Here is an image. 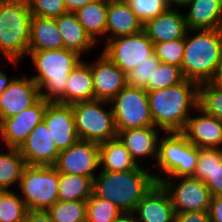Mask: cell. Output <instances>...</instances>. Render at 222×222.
<instances>
[{
	"label": "cell",
	"mask_w": 222,
	"mask_h": 222,
	"mask_svg": "<svg viewBox=\"0 0 222 222\" xmlns=\"http://www.w3.org/2000/svg\"><path fill=\"white\" fill-rule=\"evenodd\" d=\"M147 94L154 125L165 133L182 132L190 117L189 109L199 105V84L188 79Z\"/></svg>",
	"instance_id": "6da1fadb"
},
{
	"label": "cell",
	"mask_w": 222,
	"mask_h": 222,
	"mask_svg": "<svg viewBox=\"0 0 222 222\" xmlns=\"http://www.w3.org/2000/svg\"><path fill=\"white\" fill-rule=\"evenodd\" d=\"M93 178L92 193L115 204L122 212H134L144 195L157 183L143 166L129 171L100 170Z\"/></svg>",
	"instance_id": "7a4b0ae2"
},
{
	"label": "cell",
	"mask_w": 222,
	"mask_h": 222,
	"mask_svg": "<svg viewBox=\"0 0 222 222\" xmlns=\"http://www.w3.org/2000/svg\"><path fill=\"white\" fill-rule=\"evenodd\" d=\"M184 37L181 72L184 79L198 84L215 81L222 65V29L191 30Z\"/></svg>",
	"instance_id": "3957f363"
},
{
	"label": "cell",
	"mask_w": 222,
	"mask_h": 222,
	"mask_svg": "<svg viewBox=\"0 0 222 222\" xmlns=\"http://www.w3.org/2000/svg\"><path fill=\"white\" fill-rule=\"evenodd\" d=\"M37 73L31 79L38 85L40 97L47 102L64 104L70 72L82 56L66 48L28 52Z\"/></svg>",
	"instance_id": "277c9868"
},
{
	"label": "cell",
	"mask_w": 222,
	"mask_h": 222,
	"mask_svg": "<svg viewBox=\"0 0 222 222\" xmlns=\"http://www.w3.org/2000/svg\"><path fill=\"white\" fill-rule=\"evenodd\" d=\"M31 19L27 0H0V53L10 64L28 55Z\"/></svg>",
	"instance_id": "5b68a950"
},
{
	"label": "cell",
	"mask_w": 222,
	"mask_h": 222,
	"mask_svg": "<svg viewBox=\"0 0 222 222\" xmlns=\"http://www.w3.org/2000/svg\"><path fill=\"white\" fill-rule=\"evenodd\" d=\"M198 161V147L182 132H166L160 136L156 165L166 177L154 175L156 182L164 178L192 177Z\"/></svg>",
	"instance_id": "8992f818"
},
{
	"label": "cell",
	"mask_w": 222,
	"mask_h": 222,
	"mask_svg": "<svg viewBox=\"0 0 222 222\" xmlns=\"http://www.w3.org/2000/svg\"><path fill=\"white\" fill-rule=\"evenodd\" d=\"M19 187L27 210L47 211L58 201L59 172L53 165H27Z\"/></svg>",
	"instance_id": "52a82bcc"
},
{
	"label": "cell",
	"mask_w": 222,
	"mask_h": 222,
	"mask_svg": "<svg viewBox=\"0 0 222 222\" xmlns=\"http://www.w3.org/2000/svg\"><path fill=\"white\" fill-rule=\"evenodd\" d=\"M99 99L83 101L71 105L75 118L76 132L80 140L101 144L117 138V130L111 106Z\"/></svg>",
	"instance_id": "ba28073f"
},
{
	"label": "cell",
	"mask_w": 222,
	"mask_h": 222,
	"mask_svg": "<svg viewBox=\"0 0 222 222\" xmlns=\"http://www.w3.org/2000/svg\"><path fill=\"white\" fill-rule=\"evenodd\" d=\"M117 131L155 126L147 91L126 86L110 102Z\"/></svg>",
	"instance_id": "9c48e42d"
},
{
	"label": "cell",
	"mask_w": 222,
	"mask_h": 222,
	"mask_svg": "<svg viewBox=\"0 0 222 222\" xmlns=\"http://www.w3.org/2000/svg\"><path fill=\"white\" fill-rule=\"evenodd\" d=\"M104 45L102 53L125 74L154 53V43L147 37L144 30L106 40Z\"/></svg>",
	"instance_id": "30bf717a"
},
{
	"label": "cell",
	"mask_w": 222,
	"mask_h": 222,
	"mask_svg": "<svg viewBox=\"0 0 222 222\" xmlns=\"http://www.w3.org/2000/svg\"><path fill=\"white\" fill-rule=\"evenodd\" d=\"M175 180L164 178L160 182L171 198L175 213L209 210L211 194L203 181L192 177H177Z\"/></svg>",
	"instance_id": "8fae6325"
},
{
	"label": "cell",
	"mask_w": 222,
	"mask_h": 222,
	"mask_svg": "<svg viewBox=\"0 0 222 222\" xmlns=\"http://www.w3.org/2000/svg\"><path fill=\"white\" fill-rule=\"evenodd\" d=\"M53 166L59 174L82 175L93 180L100 168L99 144L79 139L59 152Z\"/></svg>",
	"instance_id": "7c38bea8"
},
{
	"label": "cell",
	"mask_w": 222,
	"mask_h": 222,
	"mask_svg": "<svg viewBox=\"0 0 222 222\" xmlns=\"http://www.w3.org/2000/svg\"><path fill=\"white\" fill-rule=\"evenodd\" d=\"M45 99L40 97L26 110L0 122V136L6 147L19 148L35 127L43 121L47 107Z\"/></svg>",
	"instance_id": "4fadbf2b"
},
{
	"label": "cell",
	"mask_w": 222,
	"mask_h": 222,
	"mask_svg": "<svg viewBox=\"0 0 222 222\" xmlns=\"http://www.w3.org/2000/svg\"><path fill=\"white\" fill-rule=\"evenodd\" d=\"M93 77L94 100L110 102L127 86L126 74L103 53L90 63Z\"/></svg>",
	"instance_id": "5bb4252c"
},
{
	"label": "cell",
	"mask_w": 222,
	"mask_h": 222,
	"mask_svg": "<svg viewBox=\"0 0 222 222\" xmlns=\"http://www.w3.org/2000/svg\"><path fill=\"white\" fill-rule=\"evenodd\" d=\"M43 121L59 151L69 148L79 140L71 105L49 102Z\"/></svg>",
	"instance_id": "9a60e30c"
},
{
	"label": "cell",
	"mask_w": 222,
	"mask_h": 222,
	"mask_svg": "<svg viewBox=\"0 0 222 222\" xmlns=\"http://www.w3.org/2000/svg\"><path fill=\"white\" fill-rule=\"evenodd\" d=\"M18 150L27 165L39 166L54 165L60 152L44 121L35 127Z\"/></svg>",
	"instance_id": "2e32d148"
},
{
	"label": "cell",
	"mask_w": 222,
	"mask_h": 222,
	"mask_svg": "<svg viewBox=\"0 0 222 222\" xmlns=\"http://www.w3.org/2000/svg\"><path fill=\"white\" fill-rule=\"evenodd\" d=\"M40 98L38 85L27 76L15 77L0 95V122L20 114Z\"/></svg>",
	"instance_id": "e0dca14e"
},
{
	"label": "cell",
	"mask_w": 222,
	"mask_h": 222,
	"mask_svg": "<svg viewBox=\"0 0 222 222\" xmlns=\"http://www.w3.org/2000/svg\"><path fill=\"white\" fill-rule=\"evenodd\" d=\"M198 116H190L182 133L198 148H222V120L206 113L199 106Z\"/></svg>",
	"instance_id": "ac0fdd59"
},
{
	"label": "cell",
	"mask_w": 222,
	"mask_h": 222,
	"mask_svg": "<svg viewBox=\"0 0 222 222\" xmlns=\"http://www.w3.org/2000/svg\"><path fill=\"white\" fill-rule=\"evenodd\" d=\"M138 222H174L175 211L166 189L157 182L134 210Z\"/></svg>",
	"instance_id": "d6986e66"
},
{
	"label": "cell",
	"mask_w": 222,
	"mask_h": 222,
	"mask_svg": "<svg viewBox=\"0 0 222 222\" xmlns=\"http://www.w3.org/2000/svg\"><path fill=\"white\" fill-rule=\"evenodd\" d=\"M147 37L155 44L184 39L188 32L185 14L177 8H167L157 17L143 24Z\"/></svg>",
	"instance_id": "ffe728a7"
},
{
	"label": "cell",
	"mask_w": 222,
	"mask_h": 222,
	"mask_svg": "<svg viewBox=\"0 0 222 222\" xmlns=\"http://www.w3.org/2000/svg\"><path fill=\"white\" fill-rule=\"evenodd\" d=\"M161 129L151 126L142 128H131L117 131V138L129 151L132 158L139 163L142 157H152L157 159L159 132Z\"/></svg>",
	"instance_id": "44dd1931"
},
{
	"label": "cell",
	"mask_w": 222,
	"mask_h": 222,
	"mask_svg": "<svg viewBox=\"0 0 222 222\" xmlns=\"http://www.w3.org/2000/svg\"><path fill=\"white\" fill-rule=\"evenodd\" d=\"M192 178L203 181L211 197L222 196V148H198V161Z\"/></svg>",
	"instance_id": "7402d4cb"
},
{
	"label": "cell",
	"mask_w": 222,
	"mask_h": 222,
	"mask_svg": "<svg viewBox=\"0 0 222 222\" xmlns=\"http://www.w3.org/2000/svg\"><path fill=\"white\" fill-rule=\"evenodd\" d=\"M143 30V23L128 2L108 1L106 35L107 40L126 36ZM109 35H108V34Z\"/></svg>",
	"instance_id": "603a6c76"
},
{
	"label": "cell",
	"mask_w": 222,
	"mask_h": 222,
	"mask_svg": "<svg viewBox=\"0 0 222 222\" xmlns=\"http://www.w3.org/2000/svg\"><path fill=\"white\" fill-rule=\"evenodd\" d=\"M186 7L189 31L222 29V0H190Z\"/></svg>",
	"instance_id": "cb8c5ba5"
},
{
	"label": "cell",
	"mask_w": 222,
	"mask_h": 222,
	"mask_svg": "<svg viewBox=\"0 0 222 222\" xmlns=\"http://www.w3.org/2000/svg\"><path fill=\"white\" fill-rule=\"evenodd\" d=\"M54 19L62 37L64 48L82 55V53L89 52L96 46L74 12H67Z\"/></svg>",
	"instance_id": "d4e9b609"
},
{
	"label": "cell",
	"mask_w": 222,
	"mask_h": 222,
	"mask_svg": "<svg viewBox=\"0 0 222 222\" xmlns=\"http://www.w3.org/2000/svg\"><path fill=\"white\" fill-rule=\"evenodd\" d=\"M63 48L64 43L56 20L32 15L28 52Z\"/></svg>",
	"instance_id": "484cf974"
},
{
	"label": "cell",
	"mask_w": 222,
	"mask_h": 222,
	"mask_svg": "<svg viewBox=\"0 0 222 222\" xmlns=\"http://www.w3.org/2000/svg\"><path fill=\"white\" fill-rule=\"evenodd\" d=\"M81 62L70 72L64 93V104L94 100L93 77L90 62Z\"/></svg>",
	"instance_id": "4316f807"
},
{
	"label": "cell",
	"mask_w": 222,
	"mask_h": 222,
	"mask_svg": "<svg viewBox=\"0 0 222 222\" xmlns=\"http://www.w3.org/2000/svg\"><path fill=\"white\" fill-rule=\"evenodd\" d=\"M99 157L103 171H129L139 166L118 138L99 144Z\"/></svg>",
	"instance_id": "83f0119b"
},
{
	"label": "cell",
	"mask_w": 222,
	"mask_h": 222,
	"mask_svg": "<svg viewBox=\"0 0 222 222\" xmlns=\"http://www.w3.org/2000/svg\"><path fill=\"white\" fill-rule=\"evenodd\" d=\"M108 0H93L74 13L90 38L97 44L98 36L106 35Z\"/></svg>",
	"instance_id": "f1b7e54d"
},
{
	"label": "cell",
	"mask_w": 222,
	"mask_h": 222,
	"mask_svg": "<svg viewBox=\"0 0 222 222\" xmlns=\"http://www.w3.org/2000/svg\"><path fill=\"white\" fill-rule=\"evenodd\" d=\"M0 152V191L10 190L15 184L19 186L22 172L27 166L18 148L7 147Z\"/></svg>",
	"instance_id": "f546056e"
},
{
	"label": "cell",
	"mask_w": 222,
	"mask_h": 222,
	"mask_svg": "<svg viewBox=\"0 0 222 222\" xmlns=\"http://www.w3.org/2000/svg\"><path fill=\"white\" fill-rule=\"evenodd\" d=\"M93 180L82 175L59 174L58 201H87L92 195Z\"/></svg>",
	"instance_id": "4dcf8cb0"
},
{
	"label": "cell",
	"mask_w": 222,
	"mask_h": 222,
	"mask_svg": "<svg viewBox=\"0 0 222 222\" xmlns=\"http://www.w3.org/2000/svg\"><path fill=\"white\" fill-rule=\"evenodd\" d=\"M54 222H86V201H57L46 211Z\"/></svg>",
	"instance_id": "1f68e13d"
},
{
	"label": "cell",
	"mask_w": 222,
	"mask_h": 222,
	"mask_svg": "<svg viewBox=\"0 0 222 222\" xmlns=\"http://www.w3.org/2000/svg\"><path fill=\"white\" fill-rule=\"evenodd\" d=\"M20 196L12 190L0 191V222H24L28 210Z\"/></svg>",
	"instance_id": "d6a6232c"
},
{
	"label": "cell",
	"mask_w": 222,
	"mask_h": 222,
	"mask_svg": "<svg viewBox=\"0 0 222 222\" xmlns=\"http://www.w3.org/2000/svg\"><path fill=\"white\" fill-rule=\"evenodd\" d=\"M206 113L222 120V88L214 81L199 84V105Z\"/></svg>",
	"instance_id": "836d02e7"
},
{
	"label": "cell",
	"mask_w": 222,
	"mask_h": 222,
	"mask_svg": "<svg viewBox=\"0 0 222 222\" xmlns=\"http://www.w3.org/2000/svg\"><path fill=\"white\" fill-rule=\"evenodd\" d=\"M86 222H113L122 211L113 203L93 193L86 201Z\"/></svg>",
	"instance_id": "e575fe53"
},
{
	"label": "cell",
	"mask_w": 222,
	"mask_h": 222,
	"mask_svg": "<svg viewBox=\"0 0 222 222\" xmlns=\"http://www.w3.org/2000/svg\"><path fill=\"white\" fill-rule=\"evenodd\" d=\"M183 80L180 67L160 62L152 74V82H148L144 89L146 91L164 89L177 85Z\"/></svg>",
	"instance_id": "d590c367"
},
{
	"label": "cell",
	"mask_w": 222,
	"mask_h": 222,
	"mask_svg": "<svg viewBox=\"0 0 222 222\" xmlns=\"http://www.w3.org/2000/svg\"><path fill=\"white\" fill-rule=\"evenodd\" d=\"M160 60L155 53L150 55L140 65H137L132 71L126 74L127 85L139 88H145L148 82H152V74L156 70Z\"/></svg>",
	"instance_id": "8d00e7d4"
},
{
	"label": "cell",
	"mask_w": 222,
	"mask_h": 222,
	"mask_svg": "<svg viewBox=\"0 0 222 222\" xmlns=\"http://www.w3.org/2000/svg\"><path fill=\"white\" fill-rule=\"evenodd\" d=\"M154 53L160 62L181 68L184 54V39L155 43Z\"/></svg>",
	"instance_id": "74e56055"
},
{
	"label": "cell",
	"mask_w": 222,
	"mask_h": 222,
	"mask_svg": "<svg viewBox=\"0 0 222 222\" xmlns=\"http://www.w3.org/2000/svg\"><path fill=\"white\" fill-rule=\"evenodd\" d=\"M33 16L57 18L67 13L64 0H27Z\"/></svg>",
	"instance_id": "f35d334b"
},
{
	"label": "cell",
	"mask_w": 222,
	"mask_h": 222,
	"mask_svg": "<svg viewBox=\"0 0 222 222\" xmlns=\"http://www.w3.org/2000/svg\"><path fill=\"white\" fill-rule=\"evenodd\" d=\"M128 3L143 24L167 9L164 0H129Z\"/></svg>",
	"instance_id": "ab89813d"
},
{
	"label": "cell",
	"mask_w": 222,
	"mask_h": 222,
	"mask_svg": "<svg viewBox=\"0 0 222 222\" xmlns=\"http://www.w3.org/2000/svg\"><path fill=\"white\" fill-rule=\"evenodd\" d=\"M174 222H211L208 211L175 213Z\"/></svg>",
	"instance_id": "60d3db41"
},
{
	"label": "cell",
	"mask_w": 222,
	"mask_h": 222,
	"mask_svg": "<svg viewBox=\"0 0 222 222\" xmlns=\"http://www.w3.org/2000/svg\"><path fill=\"white\" fill-rule=\"evenodd\" d=\"M208 213L211 222H222V196L211 197Z\"/></svg>",
	"instance_id": "b9f144b4"
},
{
	"label": "cell",
	"mask_w": 222,
	"mask_h": 222,
	"mask_svg": "<svg viewBox=\"0 0 222 222\" xmlns=\"http://www.w3.org/2000/svg\"><path fill=\"white\" fill-rule=\"evenodd\" d=\"M24 222H54L46 211L28 210Z\"/></svg>",
	"instance_id": "7bdbcfd3"
},
{
	"label": "cell",
	"mask_w": 222,
	"mask_h": 222,
	"mask_svg": "<svg viewBox=\"0 0 222 222\" xmlns=\"http://www.w3.org/2000/svg\"><path fill=\"white\" fill-rule=\"evenodd\" d=\"M93 0H64L68 12H75L78 8L83 7Z\"/></svg>",
	"instance_id": "ee69618b"
},
{
	"label": "cell",
	"mask_w": 222,
	"mask_h": 222,
	"mask_svg": "<svg viewBox=\"0 0 222 222\" xmlns=\"http://www.w3.org/2000/svg\"><path fill=\"white\" fill-rule=\"evenodd\" d=\"M14 78H9L3 70H0V95L8 88Z\"/></svg>",
	"instance_id": "f6af8a7d"
},
{
	"label": "cell",
	"mask_w": 222,
	"mask_h": 222,
	"mask_svg": "<svg viewBox=\"0 0 222 222\" xmlns=\"http://www.w3.org/2000/svg\"><path fill=\"white\" fill-rule=\"evenodd\" d=\"M113 222H138L134 212H122Z\"/></svg>",
	"instance_id": "bcb514c9"
},
{
	"label": "cell",
	"mask_w": 222,
	"mask_h": 222,
	"mask_svg": "<svg viewBox=\"0 0 222 222\" xmlns=\"http://www.w3.org/2000/svg\"><path fill=\"white\" fill-rule=\"evenodd\" d=\"M167 8H173V7H186L190 0H164Z\"/></svg>",
	"instance_id": "7dc6e473"
},
{
	"label": "cell",
	"mask_w": 222,
	"mask_h": 222,
	"mask_svg": "<svg viewBox=\"0 0 222 222\" xmlns=\"http://www.w3.org/2000/svg\"><path fill=\"white\" fill-rule=\"evenodd\" d=\"M214 82L222 88V65Z\"/></svg>",
	"instance_id": "c3c4849f"
},
{
	"label": "cell",
	"mask_w": 222,
	"mask_h": 222,
	"mask_svg": "<svg viewBox=\"0 0 222 222\" xmlns=\"http://www.w3.org/2000/svg\"><path fill=\"white\" fill-rule=\"evenodd\" d=\"M108 1H113V2H128L129 0H108Z\"/></svg>",
	"instance_id": "681fc988"
}]
</instances>
